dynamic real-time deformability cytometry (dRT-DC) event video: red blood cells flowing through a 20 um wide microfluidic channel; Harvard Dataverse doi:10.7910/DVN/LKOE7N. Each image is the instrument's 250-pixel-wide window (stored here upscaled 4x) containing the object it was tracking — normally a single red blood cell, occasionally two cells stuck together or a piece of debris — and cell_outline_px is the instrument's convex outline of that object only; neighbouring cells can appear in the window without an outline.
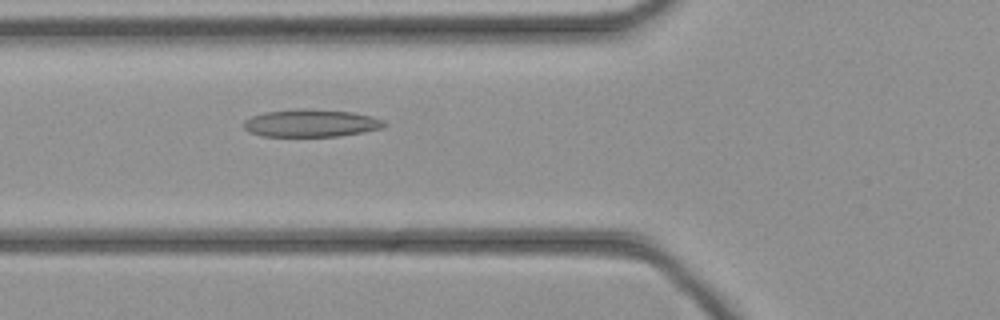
{"species": "common noctule bat (a hibernating species)", "species_latin": "Nyctalus noctula", "temperature_condition": "cold", "stored_images_in_passage": 30, "camera_frame_rate_fps": 3000, "um_per_image_px": 0.085, "animal": {"sex": "female", "body_mass_g": 21.9}, "frame": {"image": 1, "passage_image": 6, "time_ms": 1.667, "image_size_px": [1000, 320], "cell_outline_px": [[388, 124], [384, 128], [364, 132], [340, 136], [264, 136], [248, 132], [244, 128], [244, 120], [252, 116], [264, 112], [296, 108], [304, 108], [352, 112], [372, 116], [384, 120]], "centroid_in_image_um": [26.46, 10.46], "position_along_channel_um": 99.3, "area_um2": 22.83}}
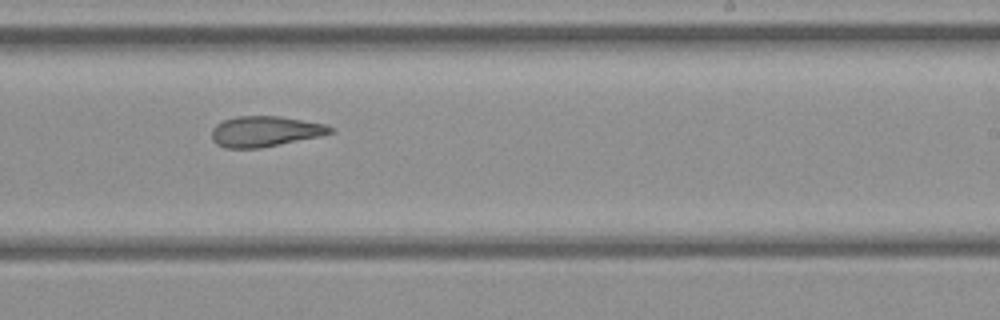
{"frame": {"image": 2, "passage_image": 17, "time_ms": 5.333, "image_size_px": [1000, 320], "cell_outline_px": [[336, 132], [320, 136], [260, 148], [224, 148], [216, 144], [212, 140], [212, 128], [216, 124], [224, 120], [236, 116], [280, 116], [324, 124], [332, 128]], "centroid_in_image_um": [22.5, 11.17], "position_along_channel_um": 266.5, "area_um2": 21.1}}
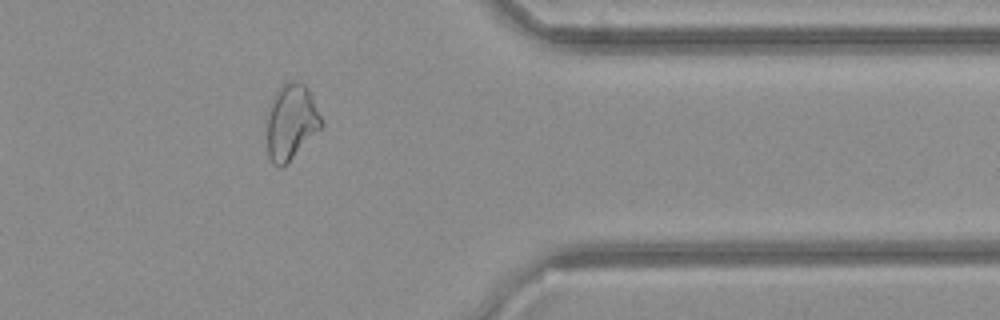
{"frame": {"image": 3, "passage_image": 26, "time_ms": 8.333, "image_size_px": [1000, 320], "cell_outline_px": [[324, 124], [280, 168], [276, 168], [272, 164], [268, 156], [264, 120], [272, 100], [276, 92], [284, 84], [292, 80], [304, 84], [308, 88], [324, 120]], "centroid_in_image_um": [24.7, 10.35], "position_along_channel_um": 386.7, "area_um2": 24.1}}